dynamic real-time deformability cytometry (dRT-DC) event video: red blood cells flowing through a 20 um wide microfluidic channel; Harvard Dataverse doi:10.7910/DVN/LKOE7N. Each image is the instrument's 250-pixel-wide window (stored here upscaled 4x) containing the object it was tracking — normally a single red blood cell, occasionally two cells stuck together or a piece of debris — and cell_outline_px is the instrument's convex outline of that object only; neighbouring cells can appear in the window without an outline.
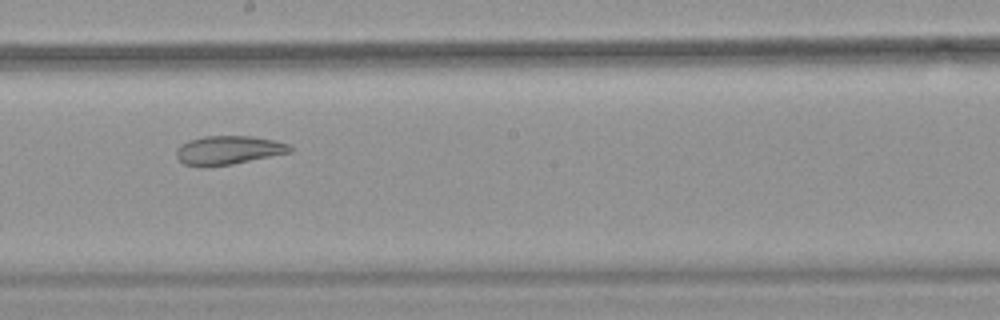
{"species": "common noctule bat (a hibernating species)", "species_latin": "Nyctalus noctula", "temperature_condition": "warm", "stored_images_in_passage": 34, "camera_frame_rate_fps": 3000, "um_per_image_px": 0.085, "animal": {"sex": "female", "body_mass_g": 18.4}, "frame": {"image": 1, "passage_image": 15, "time_ms": 4.667, "image_size_px": [1000, 320], "cell_outline_px": [[292, 152], [232, 164], [184, 164], [176, 156], [176, 148], [180, 144], [188, 140], [204, 136], [252, 136], [272, 140], [288, 144], [292, 148]], "centroid_in_image_um": [19.43, 12.72], "position_along_channel_um": 228.8, "area_um2": 18.5}, "authors_computed_cell_mechanics": {"area_um2": 20.5479, "velocity_mm_per_s": 3.9081, "shape_relaxation_time_tau1_ms": null, "shape_relaxation_time_tau2_ms": 2.576, "deformation_change_tau1": null, "deformation_change_tau2": 0.0969}}